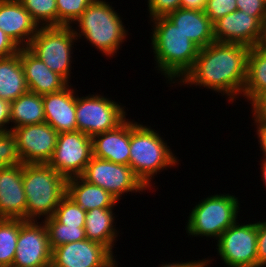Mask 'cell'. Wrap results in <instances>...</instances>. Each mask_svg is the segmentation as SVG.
Instances as JSON below:
<instances>
[{
  "label": "cell",
  "instance_id": "cell-23",
  "mask_svg": "<svg viewBox=\"0 0 266 267\" xmlns=\"http://www.w3.org/2000/svg\"><path fill=\"white\" fill-rule=\"evenodd\" d=\"M113 209L94 208L86 211L84 225L86 238L106 246L112 253L118 237L117 234H119L116 229Z\"/></svg>",
  "mask_w": 266,
  "mask_h": 267
},
{
  "label": "cell",
  "instance_id": "cell-35",
  "mask_svg": "<svg viewBox=\"0 0 266 267\" xmlns=\"http://www.w3.org/2000/svg\"><path fill=\"white\" fill-rule=\"evenodd\" d=\"M237 10L256 17L261 23L266 19V2L264 0H236Z\"/></svg>",
  "mask_w": 266,
  "mask_h": 267
},
{
  "label": "cell",
  "instance_id": "cell-42",
  "mask_svg": "<svg viewBox=\"0 0 266 267\" xmlns=\"http://www.w3.org/2000/svg\"><path fill=\"white\" fill-rule=\"evenodd\" d=\"M257 130V138L259 139L258 142L260 144V151L263 153V158H266V125H255Z\"/></svg>",
  "mask_w": 266,
  "mask_h": 267
},
{
  "label": "cell",
  "instance_id": "cell-29",
  "mask_svg": "<svg viewBox=\"0 0 266 267\" xmlns=\"http://www.w3.org/2000/svg\"><path fill=\"white\" fill-rule=\"evenodd\" d=\"M39 27L58 26L56 0H19Z\"/></svg>",
  "mask_w": 266,
  "mask_h": 267
},
{
  "label": "cell",
  "instance_id": "cell-5",
  "mask_svg": "<svg viewBox=\"0 0 266 267\" xmlns=\"http://www.w3.org/2000/svg\"><path fill=\"white\" fill-rule=\"evenodd\" d=\"M23 188L26 220L37 221L54 215L67 194V180L48 164H23Z\"/></svg>",
  "mask_w": 266,
  "mask_h": 267
},
{
  "label": "cell",
  "instance_id": "cell-10",
  "mask_svg": "<svg viewBox=\"0 0 266 267\" xmlns=\"http://www.w3.org/2000/svg\"><path fill=\"white\" fill-rule=\"evenodd\" d=\"M238 221L216 241L217 255L227 267H257V222Z\"/></svg>",
  "mask_w": 266,
  "mask_h": 267
},
{
  "label": "cell",
  "instance_id": "cell-12",
  "mask_svg": "<svg viewBox=\"0 0 266 267\" xmlns=\"http://www.w3.org/2000/svg\"><path fill=\"white\" fill-rule=\"evenodd\" d=\"M52 250L46 226L20 219V231L12 267H50Z\"/></svg>",
  "mask_w": 266,
  "mask_h": 267
},
{
  "label": "cell",
  "instance_id": "cell-24",
  "mask_svg": "<svg viewBox=\"0 0 266 267\" xmlns=\"http://www.w3.org/2000/svg\"><path fill=\"white\" fill-rule=\"evenodd\" d=\"M28 91L20 50L13 56L0 58V98L11 103Z\"/></svg>",
  "mask_w": 266,
  "mask_h": 267
},
{
  "label": "cell",
  "instance_id": "cell-20",
  "mask_svg": "<svg viewBox=\"0 0 266 267\" xmlns=\"http://www.w3.org/2000/svg\"><path fill=\"white\" fill-rule=\"evenodd\" d=\"M93 156L128 165L130 159V120L126 119L117 128L92 137Z\"/></svg>",
  "mask_w": 266,
  "mask_h": 267
},
{
  "label": "cell",
  "instance_id": "cell-4",
  "mask_svg": "<svg viewBox=\"0 0 266 267\" xmlns=\"http://www.w3.org/2000/svg\"><path fill=\"white\" fill-rule=\"evenodd\" d=\"M75 24L79 27L73 28L75 36L78 39L83 36L92 47L109 58L117 54L129 35L121 16L105 0H93Z\"/></svg>",
  "mask_w": 266,
  "mask_h": 267
},
{
  "label": "cell",
  "instance_id": "cell-39",
  "mask_svg": "<svg viewBox=\"0 0 266 267\" xmlns=\"http://www.w3.org/2000/svg\"><path fill=\"white\" fill-rule=\"evenodd\" d=\"M10 124V102L0 98V133L11 132Z\"/></svg>",
  "mask_w": 266,
  "mask_h": 267
},
{
  "label": "cell",
  "instance_id": "cell-15",
  "mask_svg": "<svg viewBox=\"0 0 266 267\" xmlns=\"http://www.w3.org/2000/svg\"><path fill=\"white\" fill-rule=\"evenodd\" d=\"M214 40L255 47L261 36L262 23L248 13L236 10L213 23Z\"/></svg>",
  "mask_w": 266,
  "mask_h": 267
},
{
  "label": "cell",
  "instance_id": "cell-17",
  "mask_svg": "<svg viewBox=\"0 0 266 267\" xmlns=\"http://www.w3.org/2000/svg\"><path fill=\"white\" fill-rule=\"evenodd\" d=\"M39 28L19 0H0V29L20 48H27Z\"/></svg>",
  "mask_w": 266,
  "mask_h": 267
},
{
  "label": "cell",
  "instance_id": "cell-33",
  "mask_svg": "<svg viewBox=\"0 0 266 267\" xmlns=\"http://www.w3.org/2000/svg\"><path fill=\"white\" fill-rule=\"evenodd\" d=\"M236 10V0H207L204 12L214 23L219 18L235 12Z\"/></svg>",
  "mask_w": 266,
  "mask_h": 267
},
{
  "label": "cell",
  "instance_id": "cell-28",
  "mask_svg": "<svg viewBox=\"0 0 266 267\" xmlns=\"http://www.w3.org/2000/svg\"><path fill=\"white\" fill-rule=\"evenodd\" d=\"M44 220L51 250L70 242L87 239L84 226H67L59 223L53 216Z\"/></svg>",
  "mask_w": 266,
  "mask_h": 267
},
{
  "label": "cell",
  "instance_id": "cell-1",
  "mask_svg": "<svg viewBox=\"0 0 266 267\" xmlns=\"http://www.w3.org/2000/svg\"><path fill=\"white\" fill-rule=\"evenodd\" d=\"M249 49L239 43L214 41L199 49L193 67L176 83L212 89L225 94L233 103L246 84Z\"/></svg>",
  "mask_w": 266,
  "mask_h": 267
},
{
  "label": "cell",
  "instance_id": "cell-26",
  "mask_svg": "<svg viewBox=\"0 0 266 267\" xmlns=\"http://www.w3.org/2000/svg\"><path fill=\"white\" fill-rule=\"evenodd\" d=\"M266 93V53L250 47L247 57V79L242 96L247 101L256 95Z\"/></svg>",
  "mask_w": 266,
  "mask_h": 267
},
{
  "label": "cell",
  "instance_id": "cell-32",
  "mask_svg": "<svg viewBox=\"0 0 266 267\" xmlns=\"http://www.w3.org/2000/svg\"><path fill=\"white\" fill-rule=\"evenodd\" d=\"M21 163L15 135L12 132L0 133V169Z\"/></svg>",
  "mask_w": 266,
  "mask_h": 267
},
{
  "label": "cell",
  "instance_id": "cell-38",
  "mask_svg": "<svg viewBox=\"0 0 266 267\" xmlns=\"http://www.w3.org/2000/svg\"><path fill=\"white\" fill-rule=\"evenodd\" d=\"M20 47L0 29V58L17 54Z\"/></svg>",
  "mask_w": 266,
  "mask_h": 267
},
{
  "label": "cell",
  "instance_id": "cell-43",
  "mask_svg": "<svg viewBox=\"0 0 266 267\" xmlns=\"http://www.w3.org/2000/svg\"><path fill=\"white\" fill-rule=\"evenodd\" d=\"M256 47L266 53V19L262 23L261 36Z\"/></svg>",
  "mask_w": 266,
  "mask_h": 267
},
{
  "label": "cell",
  "instance_id": "cell-34",
  "mask_svg": "<svg viewBox=\"0 0 266 267\" xmlns=\"http://www.w3.org/2000/svg\"><path fill=\"white\" fill-rule=\"evenodd\" d=\"M150 20L157 17L167 16L180 8V0H148Z\"/></svg>",
  "mask_w": 266,
  "mask_h": 267
},
{
  "label": "cell",
  "instance_id": "cell-9",
  "mask_svg": "<svg viewBox=\"0 0 266 267\" xmlns=\"http://www.w3.org/2000/svg\"><path fill=\"white\" fill-rule=\"evenodd\" d=\"M81 177L108 191L117 201H120L125 193H140L148 190L130 166L94 156L85 167Z\"/></svg>",
  "mask_w": 266,
  "mask_h": 267
},
{
  "label": "cell",
  "instance_id": "cell-7",
  "mask_svg": "<svg viewBox=\"0 0 266 267\" xmlns=\"http://www.w3.org/2000/svg\"><path fill=\"white\" fill-rule=\"evenodd\" d=\"M75 36L73 26L40 27L27 49L43 61L51 71L62 76L68 83L71 78V64Z\"/></svg>",
  "mask_w": 266,
  "mask_h": 267
},
{
  "label": "cell",
  "instance_id": "cell-40",
  "mask_svg": "<svg viewBox=\"0 0 266 267\" xmlns=\"http://www.w3.org/2000/svg\"><path fill=\"white\" fill-rule=\"evenodd\" d=\"M212 259H202V260H195V261H187V262H174V263H165L159 267H207L209 263H211Z\"/></svg>",
  "mask_w": 266,
  "mask_h": 267
},
{
  "label": "cell",
  "instance_id": "cell-18",
  "mask_svg": "<svg viewBox=\"0 0 266 267\" xmlns=\"http://www.w3.org/2000/svg\"><path fill=\"white\" fill-rule=\"evenodd\" d=\"M71 86L43 95L45 122L58 133L77 131L76 90Z\"/></svg>",
  "mask_w": 266,
  "mask_h": 267
},
{
  "label": "cell",
  "instance_id": "cell-31",
  "mask_svg": "<svg viewBox=\"0 0 266 267\" xmlns=\"http://www.w3.org/2000/svg\"><path fill=\"white\" fill-rule=\"evenodd\" d=\"M93 0H56L58 26H74Z\"/></svg>",
  "mask_w": 266,
  "mask_h": 267
},
{
  "label": "cell",
  "instance_id": "cell-25",
  "mask_svg": "<svg viewBox=\"0 0 266 267\" xmlns=\"http://www.w3.org/2000/svg\"><path fill=\"white\" fill-rule=\"evenodd\" d=\"M44 122L43 95L28 91L10 103L11 131L17 127Z\"/></svg>",
  "mask_w": 266,
  "mask_h": 267
},
{
  "label": "cell",
  "instance_id": "cell-8",
  "mask_svg": "<svg viewBox=\"0 0 266 267\" xmlns=\"http://www.w3.org/2000/svg\"><path fill=\"white\" fill-rule=\"evenodd\" d=\"M121 103L100 94L79 97L76 95L77 131L93 137L117 128L126 120Z\"/></svg>",
  "mask_w": 266,
  "mask_h": 267
},
{
  "label": "cell",
  "instance_id": "cell-2",
  "mask_svg": "<svg viewBox=\"0 0 266 267\" xmlns=\"http://www.w3.org/2000/svg\"><path fill=\"white\" fill-rule=\"evenodd\" d=\"M150 23L155 68L168 79L167 83L175 84L193 67L199 48L166 16L153 18Z\"/></svg>",
  "mask_w": 266,
  "mask_h": 267
},
{
  "label": "cell",
  "instance_id": "cell-22",
  "mask_svg": "<svg viewBox=\"0 0 266 267\" xmlns=\"http://www.w3.org/2000/svg\"><path fill=\"white\" fill-rule=\"evenodd\" d=\"M67 195L84 211L94 208H115L118 201L103 188L81 176L67 179Z\"/></svg>",
  "mask_w": 266,
  "mask_h": 267
},
{
  "label": "cell",
  "instance_id": "cell-27",
  "mask_svg": "<svg viewBox=\"0 0 266 267\" xmlns=\"http://www.w3.org/2000/svg\"><path fill=\"white\" fill-rule=\"evenodd\" d=\"M20 231V219L0 218V267H12Z\"/></svg>",
  "mask_w": 266,
  "mask_h": 267
},
{
  "label": "cell",
  "instance_id": "cell-30",
  "mask_svg": "<svg viewBox=\"0 0 266 267\" xmlns=\"http://www.w3.org/2000/svg\"><path fill=\"white\" fill-rule=\"evenodd\" d=\"M53 217L67 226H84L86 211L77 205L67 194L56 207Z\"/></svg>",
  "mask_w": 266,
  "mask_h": 267
},
{
  "label": "cell",
  "instance_id": "cell-6",
  "mask_svg": "<svg viewBox=\"0 0 266 267\" xmlns=\"http://www.w3.org/2000/svg\"><path fill=\"white\" fill-rule=\"evenodd\" d=\"M240 201L235 195L215 194L196 203L189 214L185 230L190 237L218 240L238 218Z\"/></svg>",
  "mask_w": 266,
  "mask_h": 267
},
{
  "label": "cell",
  "instance_id": "cell-19",
  "mask_svg": "<svg viewBox=\"0 0 266 267\" xmlns=\"http://www.w3.org/2000/svg\"><path fill=\"white\" fill-rule=\"evenodd\" d=\"M20 61L23 66L28 90L45 95L56 93L66 88L69 83L50 68L27 48H20Z\"/></svg>",
  "mask_w": 266,
  "mask_h": 267
},
{
  "label": "cell",
  "instance_id": "cell-44",
  "mask_svg": "<svg viewBox=\"0 0 266 267\" xmlns=\"http://www.w3.org/2000/svg\"><path fill=\"white\" fill-rule=\"evenodd\" d=\"M262 163H261V176H262V181L264 182L265 184V187H266V158H263V160H261Z\"/></svg>",
  "mask_w": 266,
  "mask_h": 267
},
{
  "label": "cell",
  "instance_id": "cell-13",
  "mask_svg": "<svg viewBox=\"0 0 266 267\" xmlns=\"http://www.w3.org/2000/svg\"><path fill=\"white\" fill-rule=\"evenodd\" d=\"M106 246L88 239L52 249L50 267H118Z\"/></svg>",
  "mask_w": 266,
  "mask_h": 267
},
{
  "label": "cell",
  "instance_id": "cell-36",
  "mask_svg": "<svg viewBox=\"0 0 266 267\" xmlns=\"http://www.w3.org/2000/svg\"><path fill=\"white\" fill-rule=\"evenodd\" d=\"M252 115L255 125H266V93L251 98Z\"/></svg>",
  "mask_w": 266,
  "mask_h": 267
},
{
  "label": "cell",
  "instance_id": "cell-37",
  "mask_svg": "<svg viewBox=\"0 0 266 267\" xmlns=\"http://www.w3.org/2000/svg\"><path fill=\"white\" fill-rule=\"evenodd\" d=\"M266 263V221L257 222V267Z\"/></svg>",
  "mask_w": 266,
  "mask_h": 267
},
{
  "label": "cell",
  "instance_id": "cell-16",
  "mask_svg": "<svg viewBox=\"0 0 266 267\" xmlns=\"http://www.w3.org/2000/svg\"><path fill=\"white\" fill-rule=\"evenodd\" d=\"M23 163L0 169V218L26 220Z\"/></svg>",
  "mask_w": 266,
  "mask_h": 267
},
{
  "label": "cell",
  "instance_id": "cell-14",
  "mask_svg": "<svg viewBox=\"0 0 266 267\" xmlns=\"http://www.w3.org/2000/svg\"><path fill=\"white\" fill-rule=\"evenodd\" d=\"M23 164H47L57 144L59 133L48 123L25 125L11 131Z\"/></svg>",
  "mask_w": 266,
  "mask_h": 267
},
{
  "label": "cell",
  "instance_id": "cell-3",
  "mask_svg": "<svg viewBox=\"0 0 266 267\" xmlns=\"http://www.w3.org/2000/svg\"><path fill=\"white\" fill-rule=\"evenodd\" d=\"M160 135L150 126L130 120L129 166L149 190L157 173L179 164L178 157Z\"/></svg>",
  "mask_w": 266,
  "mask_h": 267
},
{
  "label": "cell",
  "instance_id": "cell-21",
  "mask_svg": "<svg viewBox=\"0 0 266 267\" xmlns=\"http://www.w3.org/2000/svg\"><path fill=\"white\" fill-rule=\"evenodd\" d=\"M166 17L199 49L215 41L213 22L204 11L180 7L174 12L169 13Z\"/></svg>",
  "mask_w": 266,
  "mask_h": 267
},
{
  "label": "cell",
  "instance_id": "cell-41",
  "mask_svg": "<svg viewBox=\"0 0 266 267\" xmlns=\"http://www.w3.org/2000/svg\"><path fill=\"white\" fill-rule=\"evenodd\" d=\"M207 0H180V7L191 10L204 11Z\"/></svg>",
  "mask_w": 266,
  "mask_h": 267
},
{
  "label": "cell",
  "instance_id": "cell-11",
  "mask_svg": "<svg viewBox=\"0 0 266 267\" xmlns=\"http://www.w3.org/2000/svg\"><path fill=\"white\" fill-rule=\"evenodd\" d=\"M92 156V137L80 131L62 132L47 164L67 180L81 176Z\"/></svg>",
  "mask_w": 266,
  "mask_h": 267
}]
</instances>
